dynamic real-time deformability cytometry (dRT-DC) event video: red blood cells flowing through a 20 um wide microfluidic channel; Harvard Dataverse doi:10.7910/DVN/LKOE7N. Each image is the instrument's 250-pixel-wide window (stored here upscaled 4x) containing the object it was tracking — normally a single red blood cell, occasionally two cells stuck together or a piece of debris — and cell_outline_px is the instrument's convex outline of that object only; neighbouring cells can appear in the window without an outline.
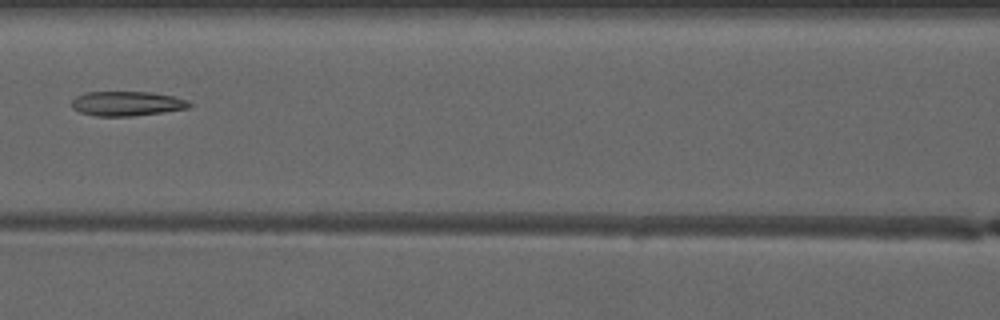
{"species": "common noctule bat (a hibernating species)", "species_latin": "Nyctalus noctula", "temperature_condition": "warm", "stored_images_in_passage": 5, "camera_frame_rate_fps": 3000, "um_per_image_px": 0.085, "animal": {"sex": "male", "forearm_length_mm": 52.5}, "frame": {"image": 1, "passage_image": 5, "time_ms": 4.667, "image_size_px": [1000, 320], "cell_outline_px": [[192, 108], [164, 112], [132, 116], [96, 116], [80, 112], [72, 108], [72, 100], [76, 96], [88, 92], [152, 92], [176, 96], [188, 100], [192, 104]], "centroid_in_image_um": [10.85, 8.8], "position_along_channel_um": 155.7, "area_um2": 17.05}}